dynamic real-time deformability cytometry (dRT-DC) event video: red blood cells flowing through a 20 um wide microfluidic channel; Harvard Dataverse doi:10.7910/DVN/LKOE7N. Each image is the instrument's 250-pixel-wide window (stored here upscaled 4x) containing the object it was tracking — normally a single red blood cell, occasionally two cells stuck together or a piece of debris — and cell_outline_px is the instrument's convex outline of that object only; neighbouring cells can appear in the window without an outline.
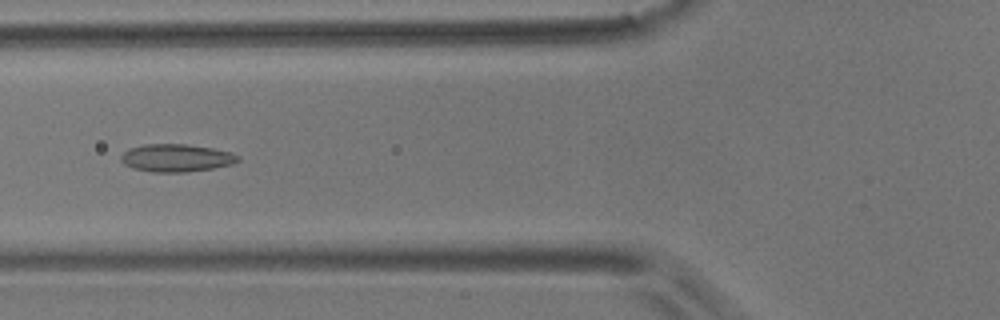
{"species": "common noctule bat (a hibernating species)", "species_latin": "Nyctalus noctula", "temperature_condition": "room temperature", "stored_images_in_passage": 42, "camera_frame_rate_fps": 3000, "um_per_image_px": 0.085, "animal": {"sex": "male", "body_mass_g": 17.9}, "frame": {"image": 1, "passage_image": 12, "time_ms": 3.667, "image_size_px": [1000, 320], "cell_outline_px": [[240, 160], [232, 164], [212, 168], [184, 172], [152, 172], [132, 168], [124, 164], [120, 160], [120, 156], [124, 152], [132, 148], [144, 144], [188, 144], [212, 148], [232, 152], [240, 156]], "centroid_in_image_um": [15.0, 13.42], "position_along_channel_um": 110.8, "area_um2": 18.9}}
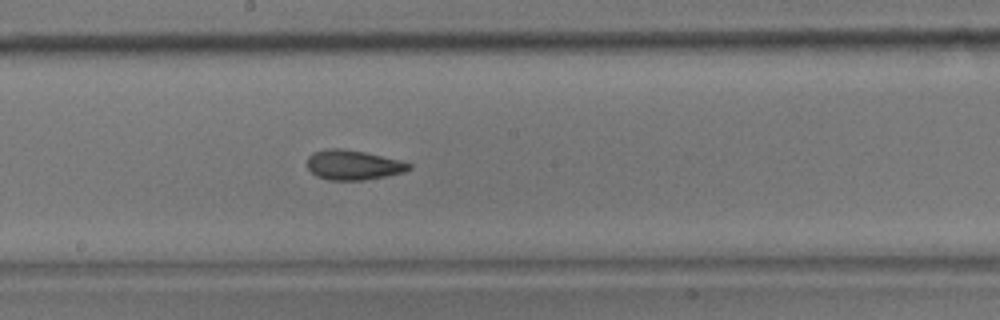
{"frame": {"image": 2, "passage_image": 21, "time_ms": 6.667, "image_size_px": [1000, 320], "cell_outline_px": [[412, 168], [404, 172], [388, 176], [364, 180], [328, 180], [316, 176], [308, 168], [308, 156], [312, 152], [328, 148], [340, 148], [364, 152], [400, 160], [412, 164]], "centroid_in_image_um": [30.03, 14.02], "position_along_channel_um": 218.2, "area_um2": 17.74}}
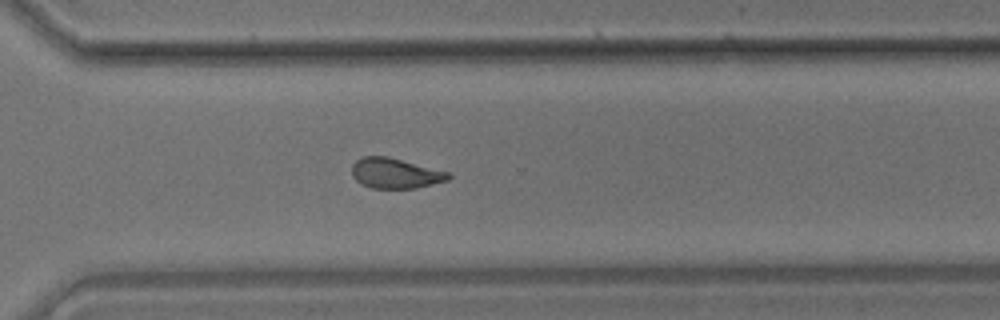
{"frame": {"image": 3, "passage_image": 31, "time_ms": 10.0, "image_size_px": [1000, 320], "cell_outline_px": [[452, 176], [448, 180], [416, 188], [372, 188], [360, 184], [352, 176], [352, 164], [356, 160], [364, 156], [388, 156], [452, 172]], "centroid_in_image_um": [33.62, 14.72], "position_along_channel_um": 337.0, "area_um2": 17.28}, "authors_computed_cell_mechanics": {"area_um2": 17.7735, "velocity_mm_per_s": 3.5803, "shape_relaxation_time_tau1_ms": 8.0357, "shape_relaxation_time_tau2_ms": 1.9263, "deformation_change_tau1": 0.1946, "deformation_change_tau2": 0.0911}}